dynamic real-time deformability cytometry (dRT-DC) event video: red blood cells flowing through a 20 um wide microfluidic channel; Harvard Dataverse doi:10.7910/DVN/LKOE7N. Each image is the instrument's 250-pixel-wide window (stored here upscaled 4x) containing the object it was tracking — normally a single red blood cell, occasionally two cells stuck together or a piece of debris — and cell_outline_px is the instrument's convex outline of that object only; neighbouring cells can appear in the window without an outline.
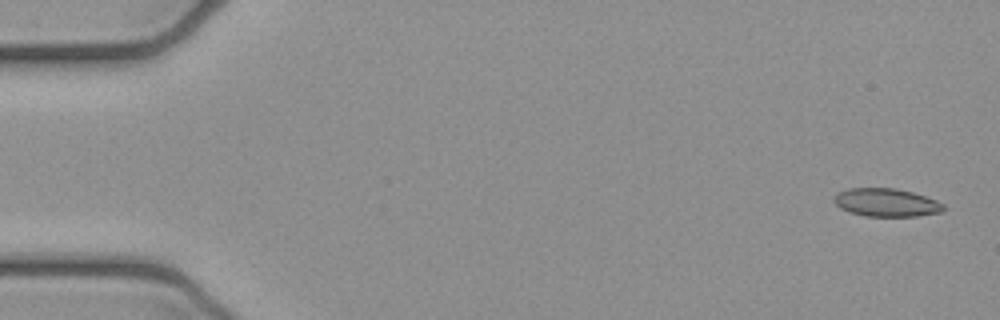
{"species": "common noctule bat (a hibernating species)", "species_latin": "Nyctalus noctula", "temperature_condition": "cold", "stored_images_in_passage": 4, "camera_frame_rate_fps": 3000, "um_per_image_px": 0.085, "animal": {"sex": "female", "body_mass_g": 21.9}, "frame": {"image": 1, "passage_image": 1, "time_ms": 0.0, "image_size_px": [1000, 320], "cell_outline_px": [[944, 212], [916, 216], [868, 216], [852, 212], [840, 208], [832, 200], [836, 192], [848, 188], [896, 188], [912, 192], [936, 200], [944, 204]], "centroid_in_image_um": [75.33, 17.2], "position_along_channel_um": 9.7, "area_um2": 17.98}}
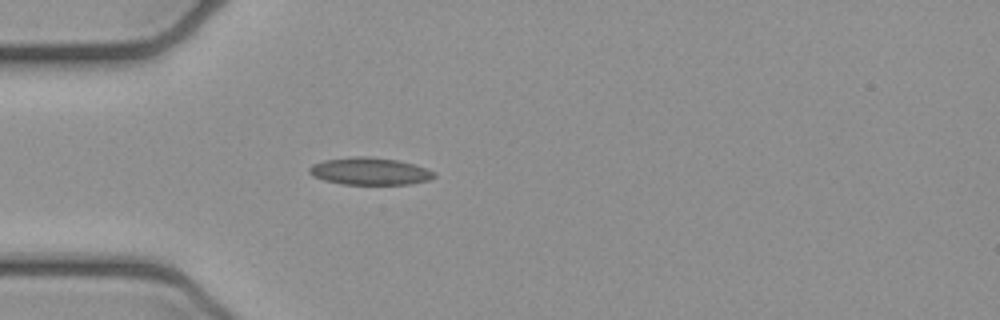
{"frame": {"image": 2, "passage_image": 4, "time_ms": 1.0, "image_size_px": [1000, 320], "cell_outline_px": [[436, 176], [428, 180], [408, 184], [344, 184], [324, 180], [312, 176], [308, 172], [308, 168], [312, 164], [324, 160], [356, 156], [368, 156], [396, 160], [412, 164], [436, 172]], "centroid_in_image_um": [31.39, 14.55], "position_along_channel_um": 53.6, "area_um2": 19.71}}